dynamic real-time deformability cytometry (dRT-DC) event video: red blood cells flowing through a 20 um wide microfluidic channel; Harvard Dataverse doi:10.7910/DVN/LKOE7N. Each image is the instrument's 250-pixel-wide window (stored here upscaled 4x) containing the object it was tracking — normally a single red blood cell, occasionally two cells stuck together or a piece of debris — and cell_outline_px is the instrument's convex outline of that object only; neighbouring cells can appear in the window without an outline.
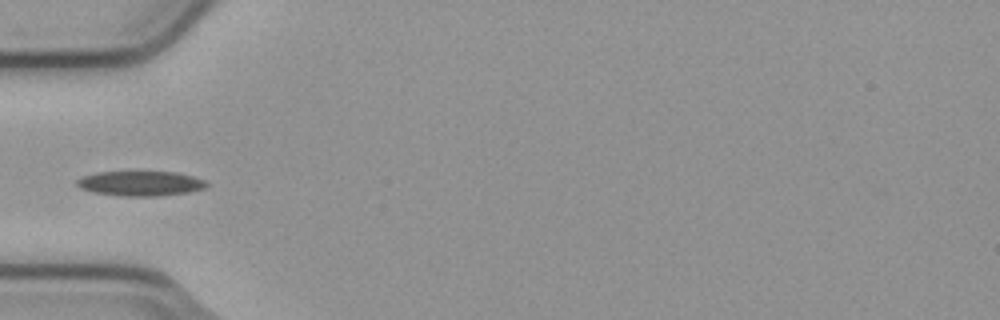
{"species": "common noctule bat (a hibernating species)", "species_latin": "Nyctalus noctula", "temperature_condition": "cold", "stored_images_in_passage": 5, "camera_frame_rate_fps": 3000, "um_per_image_px": 0.085, "animal": {"sex": "male", "body_mass_g": 23.1, "forearm_length_mm": 52.7}, "frame": {"image": 1, "passage_image": 4, "time_ms": 1.0, "image_size_px": [1000, 320], "cell_outline_px": [[208, 184], [204, 188], [188, 192], [156, 196], [120, 196], [92, 192], [80, 188], [76, 184], [76, 180], [84, 176], [96, 172], [136, 168], [176, 172], [192, 176], [204, 180]], "centroid_in_image_um": [11.89, 15.53], "position_along_channel_um": 73.1, "area_um2": 19.83}}
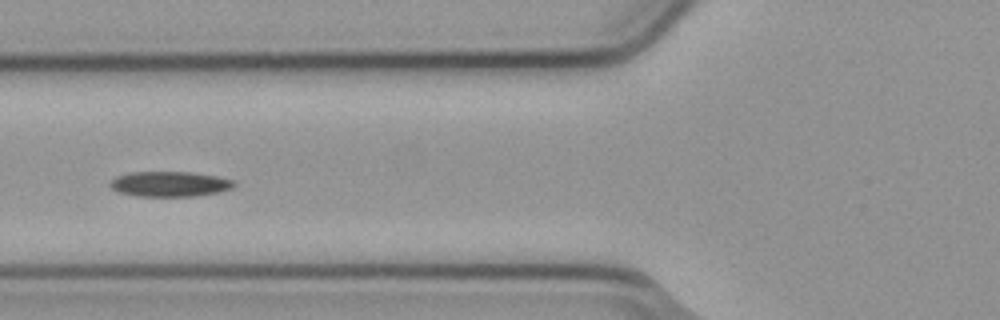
{"frame": {"image": 2, "passage_image": 5, "time_ms": 1.333, "image_size_px": [1000, 320], "cell_outline_px": [[236, 184], [232, 188], [220, 192], [196, 196], [136, 196], [120, 192], [112, 188], [108, 184], [116, 176], [132, 172], [192, 172], [216, 176], [236, 180]], "centroid_in_image_um": [14.47, 15.64], "position_along_channel_um": 111.3, "area_um2": 18.26}}